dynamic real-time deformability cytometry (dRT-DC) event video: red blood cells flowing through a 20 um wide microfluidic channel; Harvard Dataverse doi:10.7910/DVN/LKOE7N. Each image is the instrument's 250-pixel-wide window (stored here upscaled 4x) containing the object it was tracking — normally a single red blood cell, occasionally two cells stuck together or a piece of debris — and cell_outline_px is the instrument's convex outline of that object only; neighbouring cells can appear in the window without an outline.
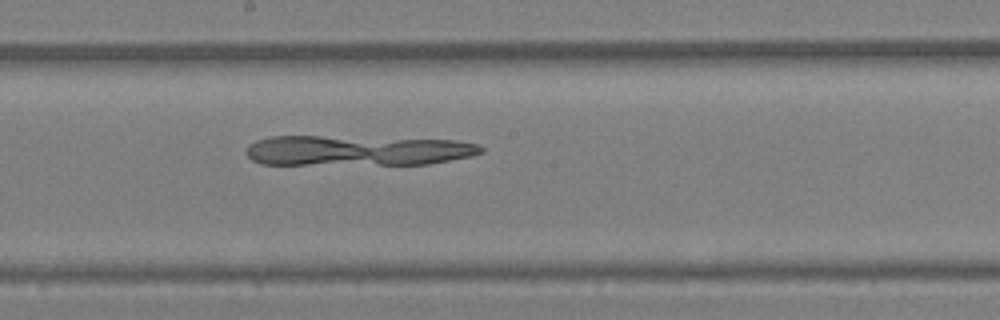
{"species": "Egyptian fruit bat (a non-hibernating species)", "species_latin": "Rousettus aegyptiacus", "temperature_condition": "warm", "stored_images_in_passage": 36, "camera_frame_rate_fps": 3000, "um_per_image_px": 0.085, "animal": {"sex": "female"}, "frame": {"image": 1, "passage_image": 15, "time_ms": 4.667, "image_size_px": [1000, 320], "cell_outline_px": [[484, 152], [468, 156], [428, 164], [260, 164], [252, 160], [248, 156], [248, 148], [256, 140], [272, 136], [320, 136], [456, 140], [476, 144], [484, 148]], "centroid_in_image_um": [30.36, 12.79], "position_along_channel_um": 217.8, "area_um2": 41.04}}